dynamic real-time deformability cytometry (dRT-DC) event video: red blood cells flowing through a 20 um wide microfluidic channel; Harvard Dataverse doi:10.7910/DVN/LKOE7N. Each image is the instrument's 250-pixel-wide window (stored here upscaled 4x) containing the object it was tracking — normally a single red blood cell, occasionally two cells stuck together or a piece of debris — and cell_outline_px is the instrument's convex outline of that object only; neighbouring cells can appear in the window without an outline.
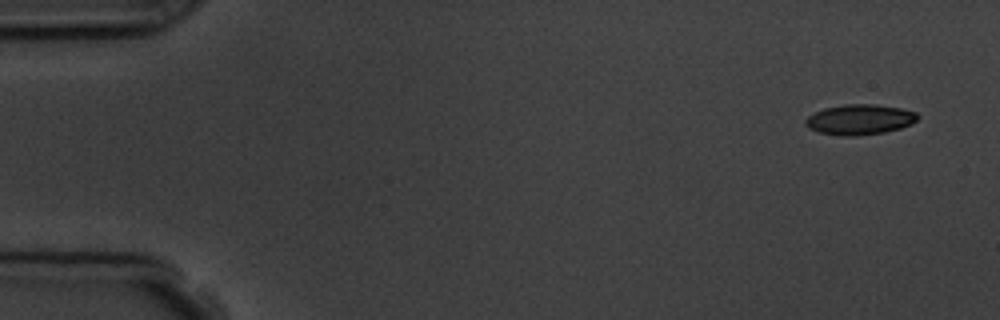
{"species": "common noctule bat (a hibernating species)", "species_latin": "Nyctalus noctula", "temperature_condition": "room temperature", "stored_images_in_passage": 6, "camera_frame_rate_fps": 3000, "um_per_image_px": 0.085, "animal": {"sex": "male", "body_mass_g": 19.5, "forearm_length_mm": 54.6}, "frame": {"image": 1, "passage_image": 1, "time_ms": 0.0, "image_size_px": [1000, 320], "cell_outline_px": [[920, 116], [912, 124], [900, 128], [884, 132], [856, 136], [844, 136], [820, 132], [808, 128], [804, 124], [804, 120], [808, 116], [824, 108], [844, 104], [876, 104], [900, 108], [916, 112]], "centroid_in_image_um": [73.07, 10.15], "position_along_channel_um": 11.9, "area_um2": 19.83}}
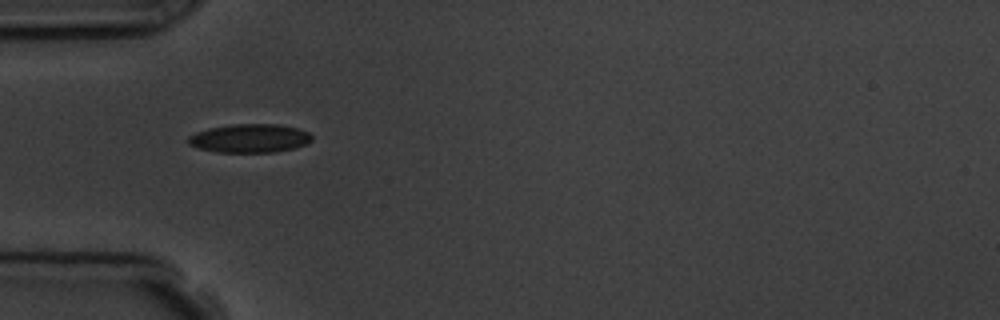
{"frame": {"image": 2, "passage_image": 5, "time_ms": 4.667, "image_size_px": [1000, 320], "cell_outline_px": [[312, 140], [308, 144], [296, 148], [276, 152], [216, 152], [200, 148], [188, 144], [188, 136], [196, 132], [208, 128], [232, 124], [276, 124], [296, 128], [308, 132], [312, 136]], "centroid_in_image_um": [21.24, 11.76], "position_along_channel_um": 63.8, "area_um2": 20.69}}